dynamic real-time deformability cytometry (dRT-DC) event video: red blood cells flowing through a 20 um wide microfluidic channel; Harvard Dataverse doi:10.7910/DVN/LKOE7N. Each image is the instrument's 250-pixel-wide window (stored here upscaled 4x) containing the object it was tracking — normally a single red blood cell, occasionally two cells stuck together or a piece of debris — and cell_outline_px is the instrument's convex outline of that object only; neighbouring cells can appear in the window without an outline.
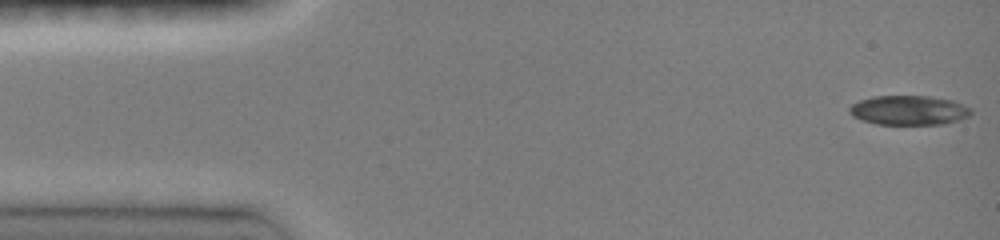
{"species": "common noctule bat (a hibernating species)", "species_latin": "Nyctalus noctula", "temperature_condition": "room temperature", "stored_images_in_passage": 46, "camera_frame_rate_fps": 3000, "um_per_image_px": 0.085, "animal": {"sex": "female", "body_mass_g": 19.0, "forearm_length_mm": 51.5}, "frame": {"image": 1, "passage_image": 1, "time_ms": 0.0, "image_size_px": [1000, 240], "cell_outline_px": [[972, 112], [968, 116], [960, 120], [944, 124], [876, 124], [860, 120], [852, 116], [848, 112], [848, 108], [852, 104], [860, 100], [872, 96], [928, 96], [952, 100], [964, 104], [972, 108]], "centroid_in_image_um": [77.24, 9.37], "position_along_channel_um": 7.8, "area_um2": 21.1}}
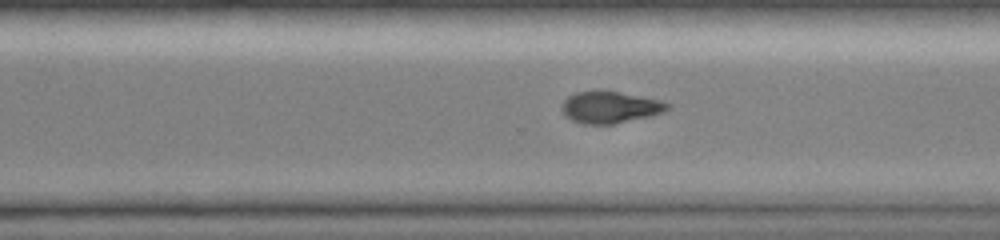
{"frame": {"image": 2, "passage_image": 32, "time_ms": 10.333, "image_size_px": [1000, 240], "cell_outline_px": [[672, 104], [664, 112], [652, 116], [612, 124], [584, 124], [572, 120], [564, 116], [560, 108], [564, 100], [568, 96], [576, 92], [616, 92], [660, 100]], "centroid_in_image_um": [51.84, 9.14], "position_along_channel_um": 318.8, "area_um2": 19.31}}
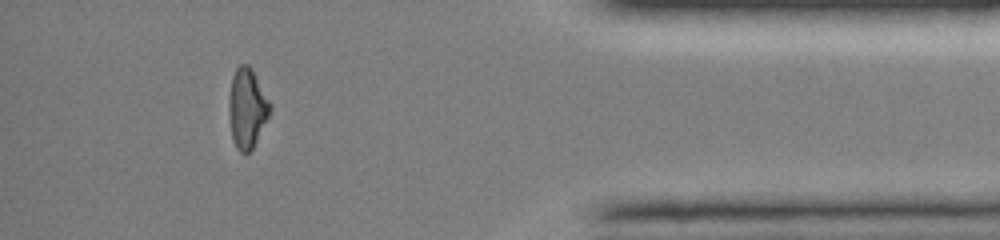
{"frame": {"image": 3, "passage_image": 41, "time_ms": 13.333, "image_size_px": [1000, 240], "cell_outline_px": [[272, 108], [252, 148], [248, 152], [240, 152], [236, 148], [232, 140], [228, 108], [228, 100], [232, 76], [236, 68], [240, 64], [248, 64], [252, 68], [272, 104]], "centroid_in_image_um": [20.99, 9.15], "position_along_channel_um": 414.2, "area_um2": 19.13}, "authors_computed_cell_mechanics": {"area_um2": 20.808, "velocity_mm_per_s": 4.1405, "shape_relaxation_time_tau1_ms": 6.8494, "shape_relaxation_time_tau2_ms": null, "deformation_change_tau1": 0.2132, "deformation_change_tau2": null}}